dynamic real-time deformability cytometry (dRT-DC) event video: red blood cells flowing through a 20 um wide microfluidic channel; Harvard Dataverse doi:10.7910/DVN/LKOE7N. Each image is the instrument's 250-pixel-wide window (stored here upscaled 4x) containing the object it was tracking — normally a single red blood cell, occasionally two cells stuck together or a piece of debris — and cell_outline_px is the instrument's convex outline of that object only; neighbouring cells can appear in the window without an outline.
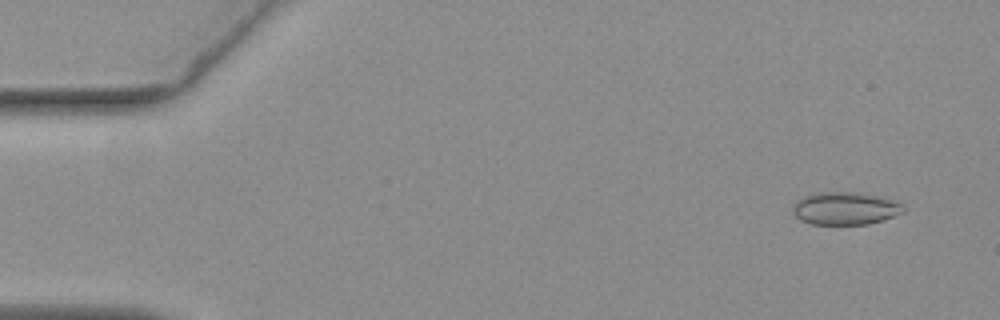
{"species": "common noctule bat (a hibernating species)", "species_latin": "Nyctalus noctula", "temperature_condition": "warm", "stored_images_in_passage": 55, "camera_frame_rate_fps": 3000, "um_per_image_px": 0.085, "animal": {"sex": "female", "body_mass_g": 19.3, "forearm_length_mm": 54.1}, "frame": {"image": 1, "passage_image": 4, "time_ms": 1.0, "image_size_px": [1000, 320], "cell_outline_px": [[904, 212], [884, 220], [868, 224], [812, 224], [800, 220], [792, 212], [792, 204], [796, 200], [804, 196], [816, 192], [852, 192], [884, 196], [896, 200], [904, 204]], "centroid_in_image_um": [71.86, 17.7], "position_along_channel_um": 13.1, "area_um2": 21.5}}
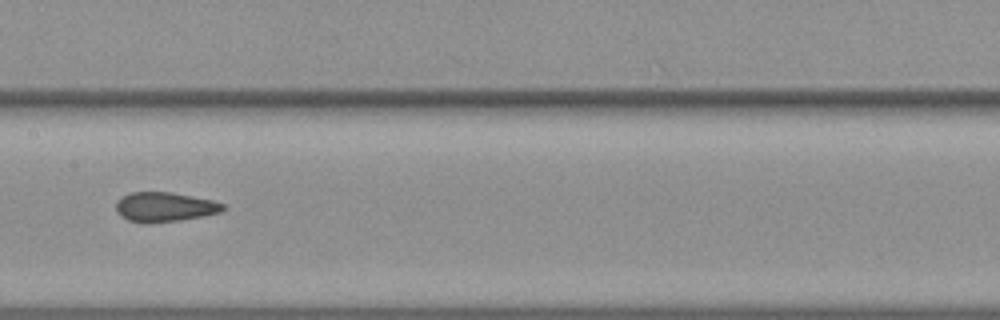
{"frame": {"image": 2, "passage_image": 28, "time_ms": 9.0, "image_size_px": [1000, 320], "cell_outline_px": [[228, 208], [220, 212], [204, 216], [180, 220], [148, 224], [140, 224], [128, 220], [120, 216], [116, 212], [116, 204], [124, 196], [132, 192], [172, 192], [212, 200], [224, 204]], "centroid_in_image_um": [14.01, 17.61], "position_along_channel_um": 193.4, "area_um2": 18.61}}
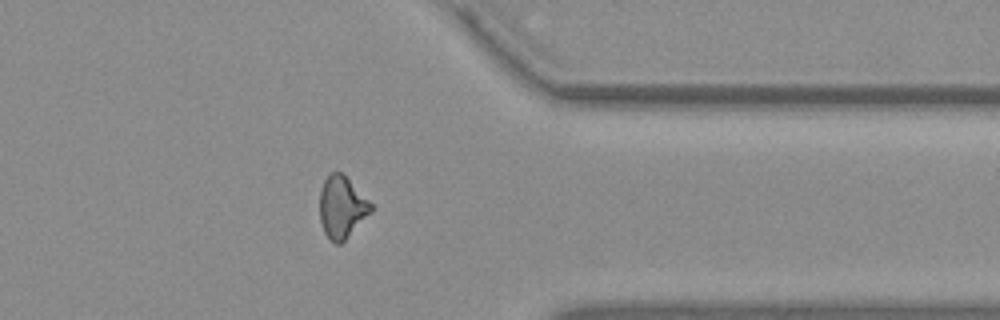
{"frame": {"image": 3, "passage_image": 44, "time_ms": 14.333, "image_size_px": [1000, 320], "cell_outline_px": [[372, 212], [340, 244], [336, 244], [324, 232], [320, 220], [320, 188], [324, 180], [332, 172], [344, 172], [372, 204]], "centroid_in_image_um": [29.06, 17.57], "position_along_channel_um": 382.3, "area_um2": 18.5}, "authors_computed_cell_mechanics": {"area_um2": 19.0162, "velocity_mm_per_s": 3.7506, "shape_relaxation_time_tau1_ms": null, "shape_relaxation_time_tau2_ms": 1.4218, "deformation_change_tau1": null, "deformation_change_tau2": 0.0819}}